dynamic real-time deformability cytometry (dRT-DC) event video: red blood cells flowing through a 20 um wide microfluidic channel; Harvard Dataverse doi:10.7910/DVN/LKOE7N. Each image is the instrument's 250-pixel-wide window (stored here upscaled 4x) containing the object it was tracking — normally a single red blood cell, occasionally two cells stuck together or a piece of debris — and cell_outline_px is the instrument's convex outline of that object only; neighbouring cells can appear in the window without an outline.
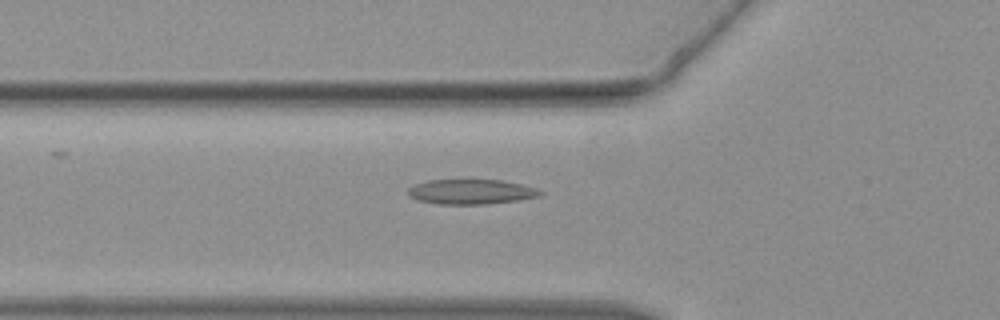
{"species": "common noctule bat (a hibernating species)", "species_latin": "Nyctalus noctula", "temperature_condition": "warm", "stored_images_in_passage": 45, "camera_frame_rate_fps": 3000, "um_per_image_px": 0.085, "animal": {"sex": "female", "body_mass_g": 19.3, "forearm_length_mm": 54.1}, "frame": {"image": 1, "passage_image": 16, "time_ms": 5.0, "image_size_px": [1000, 320], "cell_outline_px": [[544, 192], [540, 196], [520, 200], [488, 204], [436, 204], [420, 200], [408, 196], [408, 188], [416, 184], [428, 180], [504, 180], [536, 188]], "centroid_in_image_um": [40.07, 16.3], "position_along_channel_um": 85.7, "area_um2": 19.19}}
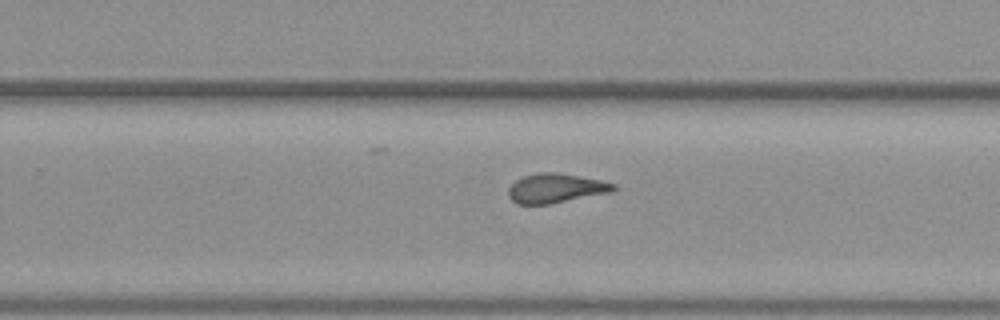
{"frame": {"image": 2, "passage_image": 29, "time_ms": 9.333, "image_size_px": [1000, 320], "cell_outline_px": [[616, 188], [612, 192], [548, 204], [516, 204], [508, 196], [508, 188], [516, 180], [524, 176], [536, 172], [556, 172], [600, 180], [616, 184]], "centroid_in_image_um": [47.22, 16.0], "position_along_channel_um": 282.6, "area_um2": 17.92}}
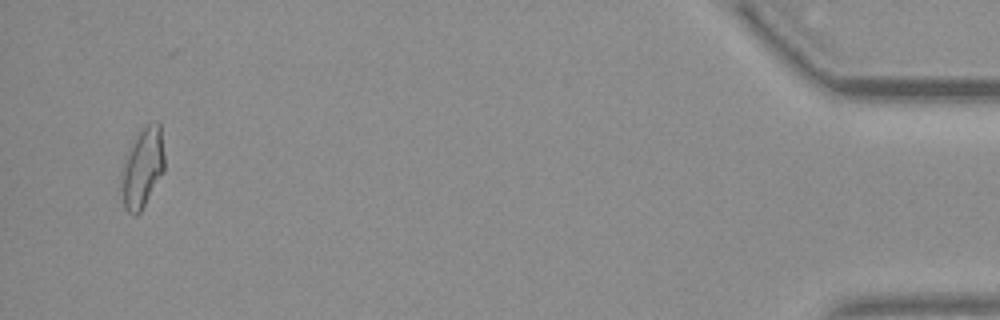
{"frame": {"image": 3, "passage_image": 44, "time_ms": 14.333, "image_size_px": [1000, 320], "cell_outline_px": [[164, 172], [140, 212], [136, 216], [132, 216], [124, 208], [120, 188], [120, 184], [124, 156], [136, 136], [148, 124], [156, 120], [160, 120], [164, 156]], "centroid_in_image_um": [12.1, 14.28], "position_along_channel_um": 423.1, "area_um2": 20.35}}